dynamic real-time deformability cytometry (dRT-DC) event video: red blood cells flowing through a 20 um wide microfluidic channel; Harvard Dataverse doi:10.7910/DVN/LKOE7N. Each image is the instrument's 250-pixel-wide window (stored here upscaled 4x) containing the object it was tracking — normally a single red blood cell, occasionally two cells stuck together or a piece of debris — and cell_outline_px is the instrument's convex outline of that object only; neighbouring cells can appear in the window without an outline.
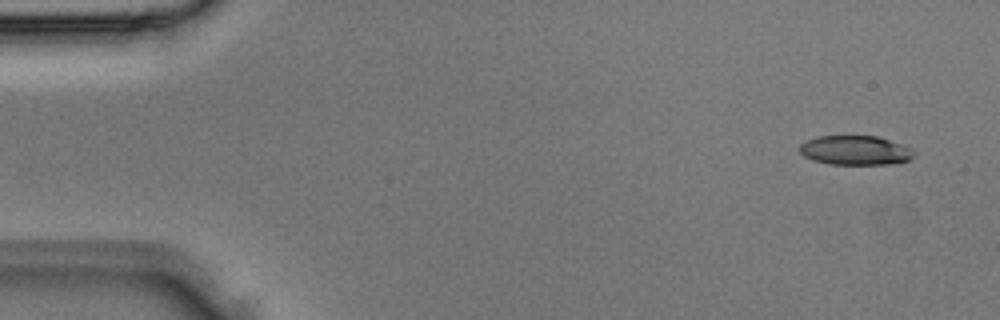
{"species": "Egyptian fruit bat (a non-hibernating species)", "species_latin": "Rousettus aegyptiacus", "temperature_condition": "room temperature", "stored_images_in_passage": 4, "camera_frame_rate_fps": 3000, "um_per_image_px": 0.085, "animal": {"sex": "male"}, "frame": {"image": 1, "passage_image": 1, "time_ms": 0.0, "image_size_px": [1000, 320], "cell_outline_px": [[916, 156], [908, 160], [888, 164], [828, 164], [812, 160], [804, 156], [800, 152], [800, 144], [816, 136], [876, 136], [912, 148], [916, 152]], "centroid_in_image_um": [72.7, 12.78], "position_along_channel_um": 12.3, "area_um2": 19.54}}